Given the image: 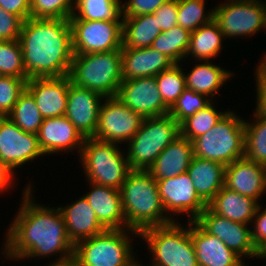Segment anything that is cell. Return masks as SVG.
<instances>
[{
	"instance_id": "1",
	"label": "cell",
	"mask_w": 266,
	"mask_h": 266,
	"mask_svg": "<svg viewBox=\"0 0 266 266\" xmlns=\"http://www.w3.org/2000/svg\"><path fill=\"white\" fill-rule=\"evenodd\" d=\"M28 183L22 191L20 208L5 231L3 250L0 253L5 255V259L17 263L52 255V258L56 255V260L52 261L73 257L75 245L67 235L59 208L35 202L32 193L35 191L34 187L30 181Z\"/></svg>"
},
{
	"instance_id": "2",
	"label": "cell",
	"mask_w": 266,
	"mask_h": 266,
	"mask_svg": "<svg viewBox=\"0 0 266 266\" xmlns=\"http://www.w3.org/2000/svg\"><path fill=\"white\" fill-rule=\"evenodd\" d=\"M19 42L28 79L69 74L74 56L69 19L28 18Z\"/></svg>"
},
{
	"instance_id": "3",
	"label": "cell",
	"mask_w": 266,
	"mask_h": 266,
	"mask_svg": "<svg viewBox=\"0 0 266 266\" xmlns=\"http://www.w3.org/2000/svg\"><path fill=\"white\" fill-rule=\"evenodd\" d=\"M120 193L127 229L140 233L173 222L166 215L157 181L147 170H131Z\"/></svg>"
},
{
	"instance_id": "4",
	"label": "cell",
	"mask_w": 266,
	"mask_h": 266,
	"mask_svg": "<svg viewBox=\"0 0 266 266\" xmlns=\"http://www.w3.org/2000/svg\"><path fill=\"white\" fill-rule=\"evenodd\" d=\"M68 77L104 98L116 96L123 81L121 50L74 54Z\"/></svg>"
},
{
	"instance_id": "5",
	"label": "cell",
	"mask_w": 266,
	"mask_h": 266,
	"mask_svg": "<svg viewBox=\"0 0 266 266\" xmlns=\"http://www.w3.org/2000/svg\"><path fill=\"white\" fill-rule=\"evenodd\" d=\"M172 222L151 227L139 233L148 245L151 263L148 266H199L191 239V222Z\"/></svg>"
},
{
	"instance_id": "6",
	"label": "cell",
	"mask_w": 266,
	"mask_h": 266,
	"mask_svg": "<svg viewBox=\"0 0 266 266\" xmlns=\"http://www.w3.org/2000/svg\"><path fill=\"white\" fill-rule=\"evenodd\" d=\"M134 238H139L134 230L108 229L79 241L74 257L82 266H130L138 257L133 250Z\"/></svg>"
},
{
	"instance_id": "7",
	"label": "cell",
	"mask_w": 266,
	"mask_h": 266,
	"mask_svg": "<svg viewBox=\"0 0 266 266\" xmlns=\"http://www.w3.org/2000/svg\"><path fill=\"white\" fill-rule=\"evenodd\" d=\"M192 142L195 157L227 166L245 155L244 118L229 110L215 126Z\"/></svg>"
},
{
	"instance_id": "8",
	"label": "cell",
	"mask_w": 266,
	"mask_h": 266,
	"mask_svg": "<svg viewBox=\"0 0 266 266\" xmlns=\"http://www.w3.org/2000/svg\"><path fill=\"white\" fill-rule=\"evenodd\" d=\"M86 181L120 190L131 171L125 150L118 144L85 138L79 156Z\"/></svg>"
},
{
	"instance_id": "9",
	"label": "cell",
	"mask_w": 266,
	"mask_h": 266,
	"mask_svg": "<svg viewBox=\"0 0 266 266\" xmlns=\"http://www.w3.org/2000/svg\"><path fill=\"white\" fill-rule=\"evenodd\" d=\"M180 135V124L169 114L144 118L128 141L126 158L131 170H148L159 154Z\"/></svg>"
},
{
	"instance_id": "10",
	"label": "cell",
	"mask_w": 266,
	"mask_h": 266,
	"mask_svg": "<svg viewBox=\"0 0 266 266\" xmlns=\"http://www.w3.org/2000/svg\"><path fill=\"white\" fill-rule=\"evenodd\" d=\"M221 2L222 4L218 3L213 7V20L219 26L225 40L233 37L243 39L264 30V7L257 0Z\"/></svg>"
},
{
	"instance_id": "11",
	"label": "cell",
	"mask_w": 266,
	"mask_h": 266,
	"mask_svg": "<svg viewBox=\"0 0 266 266\" xmlns=\"http://www.w3.org/2000/svg\"><path fill=\"white\" fill-rule=\"evenodd\" d=\"M74 54L100 53L122 48V20H69Z\"/></svg>"
},
{
	"instance_id": "12",
	"label": "cell",
	"mask_w": 266,
	"mask_h": 266,
	"mask_svg": "<svg viewBox=\"0 0 266 266\" xmlns=\"http://www.w3.org/2000/svg\"><path fill=\"white\" fill-rule=\"evenodd\" d=\"M144 118L128 108L116 96L104 98L93 138L115 144H126L140 129Z\"/></svg>"
},
{
	"instance_id": "13",
	"label": "cell",
	"mask_w": 266,
	"mask_h": 266,
	"mask_svg": "<svg viewBox=\"0 0 266 266\" xmlns=\"http://www.w3.org/2000/svg\"><path fill=\"white\" fill-rule=\"evenodd\" d=\"M156 181L166 215L173 222L178 221L174 216L181 214L187 215L189 218L187 222L196 221L208 206L198 196L187 172L173 178Z\"/></svg>"
},
{
	"instance_id": "14",
	"label": "cell",
	"mask_w": 266,
	"mask_h": 266,
	"mask_svg": "<svg viewBox=\"0 0 266 266\" xmlns=\"http://www.w3.org/2000/svg\"><path fill=\"white\" fill-rule=\"evenodd\" d=\"M45 156L38 136L25 132L9 117L0 116V159L14 172L35 159Z\"/></svg>"
},
{
	"instance_id": "15",
	"label": "cell",
	"mask_w": 266,
	"mask_h": 266,
	"mask_svg": "<svg viewBox=\"0 0 266 266\" xmlns=\"http://www.w3.org/2000/svg\"><path fill=\"white\" fill-rule=\"evenodd\" d=\"M196 222L209 234L220 239L243 261L245 258H258L251 229L248 224L231 221L214 213L208 206L196 219ZM245 257V258H244Z\"/></svg>"
},
{
	"instance_id": "16",
	"label": "cell",
	"mask_w": 266,
	"mask_h": 266,
	"mask_svg": "<svg viewBox=\"0 0 266 266\" xmlns=\"http://www.w3.org/2000/svg\"><path fill=\"white\" fill-rule=\"evenodd\" d=\"M116 97L143 118L169 114V108L159 93L155 76L123 80Z\"/></svg>"
},
{
	"instance_id": "17",
	"label": "cell",
	"mask_w": 266,
	"mask_h": 266,
	"mask_svg": "<svg viewBox=\"0 0 266 266\" xmlns=\"http://www.w3.org/2000/svg\"><path fill=\"white\" fill-rule=\"evenodd\" d=\"M103 100L100 94L70 82L65 116L84 138L94 137Z\"/></svg>"
},
{
	"instance_id": "18",
	"label": "cell",
	"mask_w": 266,
	"mask_h": 266,
	"mask_svg": "<svg viewBox=\"0 0 266 266\" xmlns=\"http://www.w3.org/2000/svg\"><path fill=\"white\" fill-rule=\"evenodd\" d=\"M37 136L40 148L46 156L58 155V152L63 155L68 152L74 154L76 150L80 156L85 140L66 116L43 119Z\"/></svg>"
},
{
	"instance_id": "19",
	"label": "cell",
	"mask_w": 266,
	"mask_h": 266,
	"mask_svg": "<svg viewBox=\"0 0 266 266\" xmlns=\"http://www.w3.org/2000/svg\"><path fill=\"white\" fill-rule=\"evenodd\" d=\"M70 78H30L25 89L33 96L41 116L46 118L65 116Z\"/></svg>"
},
{
	"instance_id": "20",
	"label": "cell",
	"mask_w": 266,
	"mask_h": 266,
	"mask_svg": "<svg viewBox=\"0 0 266 266\" xmlns=\"http://www.w3.org/2000/svg\"><path fill=\"white\" fill-rule=\"evenodd\" d=\"M224 186L259 202L266 193V166L240 158L225 166Z\"/></svg>"
},
{
	"instance_id": "21",
	"label": "cell",
	"mask_w": 266,
	"mask_h": 266,
	"mask_svg": "<svg viewBox=\"0 0 266 266\" xmlns=\"http://www.w3.org/2000/svg\"><path fill=\"white\" fill-rule=\"evenodd\" d=\"M191 239L199 266H247L236 253L196 221L191 222Z\"/></svg>"
},
{
	"instance_id": "22",
	"label": "cell",
	"mask_w": 266,
	"mask_h": 266,
	"mask_svg": "<svg viewBox=\"0 0 266 266\" xmlns=\"http://www.w3.org/2000/svg\"><path fill=\"white\" fill-rule=\"evenodd\" d=\"M90 191L83 196L95 211L100 224L106 229H125L120 190L86 181Z\"/></svg>"
},
{
	"instance_id": "23",
	"label": "cell",
	"mask_w": 266,
	"mask_h": 266,
	"mask_svg": "<svg viewBox=\"0 0 266 266\" xmlns=\"http://www.w3.org/2000/svg\"><path fill=\"white\" fill-rule=\"evenodd\" d=\"M121 57L123 80L156 76L175 64L165 54L151 46L146 48H121Z\"/></svg>"
},
{
	"instance_id": "24",
	"label": "cell",
	"mask_w": 266,
	"mask_h": 266,
	"mask_svg": "<svg viewBox=\"0 0 266 266\" xmlns=\"http://www.w3.org/2000/svg\"><path fill=\"white\" fill-rule=\"evenodd\" d=\"M72 202L71 204L57 207L65 221L67 235L74 245L106 230L100 224L95 211L83 195Z\"/></svg>"
},
{
	"instance_id": "25",
	"label": "cell",
	"mask_w": 266,
	"mask_h": 266,
	"mask_svg": "<svg viewBox=\"0 0 266 266\" xmlns=\"http://www.w3.org/2000/svg\"><path fill=\"white\" fill-rule=\"evenodd\" d=\"M193 156V142L179 136L159 154L147 171L155 180L173 178L187 172Z\"/></svg>"
},
{
	"instance_id": "26",
	"label": "cell",
	"mask_w": 266,
	"mask_h": 266,
	"mask_svg": "<svg viewBox=\"0 0 266 266\" xmlns=\"http://www.w3.org/2000/svg\"><path fill=\"white\" fill-rule=\"evenodd\" d=\"M187 173L198 196L207 205L224 187L225 166L222 163L193 156Z\"/></svg>"
},
{
	"instance_id": "27",
	"label": "cell",
	"mask_w": 266,
	"mask_h": 266,
	"mask_svg": "<svg viewBox=\"0 0 266 266\" xmlns=\"http://www.w3.org/2000/svg\"><path fill=\"white\" fill-rule=\"evenodd\" d=\"M190 72H184L186 88L207 96L212 101L220 89L231 80L234 72L212 61H195ZM200 62V63H198ZM226 69V70H225ZM213 98V99H212Z\"/></svg>"
},
{
	"instance_id": "28",
	"label": "cell",
	"mask_w": 266,
	"mask_h": 266,
	"mask_svg": "<svg viewBox=\"0 0 266 266\" xmlns=\"http://www.w3.org/2000/svg\"><path fill=\"white\" fill-rule=\"evenodd\" d=\"M259 202L225 186L215 195L208 207L216 214L234 222L250 225Z\"/></svg>"
},
{
	"instance_id": "29",
	"label": "cell",
	"mask_w": 266,
	"mask_h": 266,
	"mask_svg": "<svg viewBox=\"0 0 266 266\" xmlns=\"http://www.w3.org/2000/svg\"><path fill=\"white\" fill-rule=\"evenodd\" d=\"M153 14L122 17V48H146L161 33Z\"/></svg>"
},
{
	"instance_id": "30",
	"label": "cell",
	"mask_w": 266,
	"mask_h": 266,
	"mask_svg": "<svg viewBox=\"0 0 266 266\" xmlns=\"http://www.w3.org/2000/svg\"><path fill=\"white\" fill-rule=\"evenodd\" d=\"M223 40H225L223 33L217 23L212 20L190 34V42L185 59H189L191 55L190 59H193L194 63L195 60L212 61L215 57H219L220 52H222Z\"/></svg>"
},
{
	"instance_id": "31",
	"label": "cell",
	"mask_w": 266,
	"mask_h": 266,
	"mask_svg": "<svg viewBox=\"0 0 266 266\" xmlns=\"http://www.w3.org/2000/svg\"><path fill=\"white\" fill-rule=\"evenodd\" d=\"M121 0H74L69 20H122Z\"/></svg>"
},
{
	"instance_id": "32",
	"label": "cell",
	"mask_w": 266,
	"mask_h": 266,
	"mask_svg": "<svg viewBox=\"0 0 266 266\" xmlns=\"http://www.w3.org/2000/svg\"><path fill=\"white\" fill-rule=\"evenodd\" d=\"M190 34L188 30L176 25L161 32L151 47L165 54L174 63H183L189 47Z\"/></svg>"
},
{
	"instance_id": "33",
	"label": "cell",
	"mask_w": 266,
	"mask_h": 266,
	"mask_svg": "<svg viewBox=\"0 0 266 266\" xmlns=\"http://www.w3.org/2000/svg\"><path fill=\"white\" fill-rule=\"evenodd\" d=\"M214 103L215 101H212L204 109L184 119L180 123V135L193 141L215 126L229 109L222 110L223 112L221 110L218 111Z\"/></svg>"
},
{
	"instance_id": "34",
	"label": "cell",
	"mask_w": 266,
	"mask_h": 266,
	"mask_svg": "<svg viewBox=\"0 0 266 266\" xmlns=\"http://www.w3.org/2000/svg\"><path fill=\"white\" fill-rule=\"evenodd\" d=\"M253 120H244L246 159L266 166V119L253 114Z\"/></svg>"
},
{
	"instance_id": "35",
	"label": "cell",
	"mask_w": 266,
	"mask_h": 266,
	"mask_svg": "<svg viewBox=\"0 0 266 266\" xmlns=\"http://www.w3.org/2000/svg\"><path fill=\"white\" fill-rule=\"evenodd\" d=\"M7 117L23 131L35 134L38 133L44 119L33 96L26 89L19 95L17 103Z\"/></svg>"
},
{
	"instance_id": "36",
	"label": "cell",
	"mask_w": 266,
	"mask_h": 266,
	"mask_svg": "<svg viewBox=\"0 0 266 266\" xmlns=\"http://www.w3.org/2000/svg\"><path fill=\"white\" fill-rule=\"evenodd\" d=\"M182 63H175L155 76L159 93L164 104L170 109L177 98L186 89L184 69Z\"/></svg>"
},
{
	"instance_id": "37",
	"label": "cell",
	"mask_w": 266,
	"mask_h": 266,
	"mask_svg": "<svg viewBox=\"0 0 266 266\" xmlns=\"http://www.w3.org/2000/svg\"><path fill=\"white\" fill-rule=\"evenodd\" d=\"M206 0H178L177 25L189 32H194L200 26L211 22L214 18V9L205 11Z\"/></svg>"
},
{
	"instance_id": "38",
	"label": "cell",
	"mask_w": 266,
	"mask_h": 266,
	"mask_svg": "<svg viewBox=\"0 0 266 266\" xmlns=\"http://www.w3.org/2000/svg\"><path fill=\"white\" fill-rule=\"evenodd\" d=\"M0 76L28 80L23 66L22 47L19 40L0 41Z\"/></svg>"
},
{
	"instance_id": "39",
	"label": "cell",
	"mask_w": 266,
	"mask_h": 266,
	"mask_svg": "<svg viewBox=\"0 0 266 266\" xmlns=\"http://www.w3.org/2000/svg\"><path fill=\"white\" fill-rule=\"evenodd\" d=\"M211 102L212 100L207 96L186 88L169 109V115L180 124L184 119L204 109Z\"/></svg>"
},
{
	"instance_id": "40",
	"label": "cell",
	"mask_w": 266,
	"mask_h": 266,
	"mask_svg": "<svg viewBox=\"0 0 266 266\" xmlns=\"http://www.w3.org/2000/svg\"><path fill=\"white\" fill-rule=\"evenodd\" d=\"M30 11V18L70 19L74 0H31Z\"/></svg>"
},
{
	"instance_id": "41",
	"label": "cell",
	"mask_w": 266,
	"mask_h": 266,
	"mask_svg": "<svg viewBox=\"0 0 266 266\" xmlns=\"http://www.w3.org/2000/svg\"><path fill=\"white\" fill-rule=\"evenodd\" d=\"M26 81L22 78L0 76V116H7L25 90Z\"/></svg>"
},
{
	"instance_id": "42",
	"label": "cell",
	"mask_w": 266,
	"mask_h": 266,
	"mask_svg": "<svg viewBox=\"0 0 266 266\" xmlns=\"http://www.w3.org/2000/svg\"><path fill=\"white\" fill-rule=\"evenodd\" d=\"M24 20L0 6V41L19 40Z\"/></svg>"
},
{
	"instance_id": "43",
	"label": "cell",
	"mask_w": 266,
	"mask_h": 266,
	"mask_svg": "<svg viewBox=\"0 0 266 266\" xmlns=\"http://www.w3.org/2000/svg\"><path fill=\"white\" fill-rule=\"evenodd\" d=\"M169 0H126L122 1V17L152 14Z\"/></svg>"
},
{
	"instance_id": "44",
	"label": "cell",
	"mask_w": 266,
	"mask_h": 266,
	"mask_svg": "<svg viewBox=\"0 0 266 266\" xmlns=\"http://www.w3.org/2000/svg\"><path fill=\"white\" fill-rule=\"evenodd\" d=\"M266 207V205H265ZM259 203L252 220L251 237L256 250L261 253L266 248V208Z\"/></svg>"
},
{
	"instance_id": "45",
	"label": "cell",
	"mask_w": 266,
	"mask_h": 266,
	"mask_svg": "<svg viewBox=\"0 0 266 266\" xmlns=\"http://www.w3.org/2000/svg\"><path fill=\"white\" fill-rule=\"evenodd\" d=\"M152 14L157 19L162 32L170 30L178 22V0H169Z\"/></svg>"
},
{
	"instance_id": "46",
	"label": "cell",
	"mask_w": 266,
	"mask_h": 266,
	"mask_svg": "<svg viewBox=\"0 0 266 266\" xmlns=\"http://www.w3.org/2000/svg\"><path fill=\"white\" fill-rule=\"evenodd\" d=\"M256 106L253 114L266 119V80L255 70Z\"/></svg>"
},
{
	"instance_id": "47",
	"label": "cell",
	"mask_w": 266,
	"mask_h": 266,
	"mask_svg": "<svg viewBox=\"0 0 266 266\" xmlns=\"http://www.w3.org/2000/svg\"><path fill=\"white\" fill-rule=\"evenodd\" d=\"M31 0H0V6L8 13L16 14L24 21L30 18Z\"/></svg>"
},
{
	"instance_id": "48",
	"label": "cell",
	"mask_w": 266,
	"mask_h": 266,
	"mask_svg": "<svg viewBox=\"0 0 266 266\" xmlns=\"http://www.w3.org/2000/svg\"><path fill=\"white\" fill-rule=\"evenodd\" d=\"M16 174L10 169V167L0 159V193H7L13 189V185L16 182L14 178ZM11 188V189H10Z\"/></svg>"
},
{
	"instance_id": "49",
	"label": "cell",
	"mask_w": 266,
	"mask_h": 266,
	"mask_svg": "<svg viewBox=\"0 0 266 266\" xmlns=\"http://www.w3.org/2000/svg\"><path fill=\"white\" fill-rule=\"evenodd\" d=\"M47 266H82V265L73 256L71 258H68V259L62 260V261H53V262L50 261Z\"/></svg>"
},
{
	"instance_id": "50",
	"label": "cell",
	"mask_w": 266,
	"mask_h": 266,
	"mask_svg": "<svg viewBox=\"0 0 266 266\" xmlns=\"http://www.w3.org/2000/svg\"><path fill=\"white\" fill-rule=\"evenodd\" d=\"M257 65L255 70L266 80V54H264Z\"/></svg>"
},
{
	"instance_id": "51",
	"label": "cell",
	"mask_w": 266,
	"mask_h": 266,
	"mask_svg": "<svg viewBox=\"0 0 266 266\" xmlns=\"http://www.w3.org/2000/svg\"><path fill=\"white\" fill-rule=\"evenodd\" d=\"M259 259H266V248L260 253Z\"/></svg>"
},
{
	"instance_id": "52",
	"label": "cell",
	"mask_w": 266,
	"mask_h": 266,
	"mask_svg": "<svg viewBox=\"0 0 266 266\" xmlns=\"http://www.w3.org/2000/svg\"><path fill=\"white\" fill-rule=\"evenodd\" d=\"M130 266H143V264L142 263H140V261H139V258L133 263V264H131ZM145 266V265H144Z\"/></svg>"
},
{
	"instance_id": "53",
	"label": "cell",
	"mask_w": 266,
	"mask_h": 266,
	"mask_svg": "<svg viewBox=\"0 0 266 266\" xmlns=\"http://www.w3.org/2000/svg\"><path fill=\"white\" fill-rule=\"evenodd\" d=\"M266 31V6L264 7V30Z\"/></svg>"
},
{
	"instance_id": "54",
	"label": "cell",
	"mask_w": 266,
	"mask_h": 266,
	"mask_svg": "<svg viewBox=\"0 0 266 266\" xmlns=\"http://www.w3.org/2000/svg\"><path fill=\"white\" fill-rule=\"evenodd\" d=\"M263 7L266 6V0H257Z\"/></svg>"
}]
</instances>
